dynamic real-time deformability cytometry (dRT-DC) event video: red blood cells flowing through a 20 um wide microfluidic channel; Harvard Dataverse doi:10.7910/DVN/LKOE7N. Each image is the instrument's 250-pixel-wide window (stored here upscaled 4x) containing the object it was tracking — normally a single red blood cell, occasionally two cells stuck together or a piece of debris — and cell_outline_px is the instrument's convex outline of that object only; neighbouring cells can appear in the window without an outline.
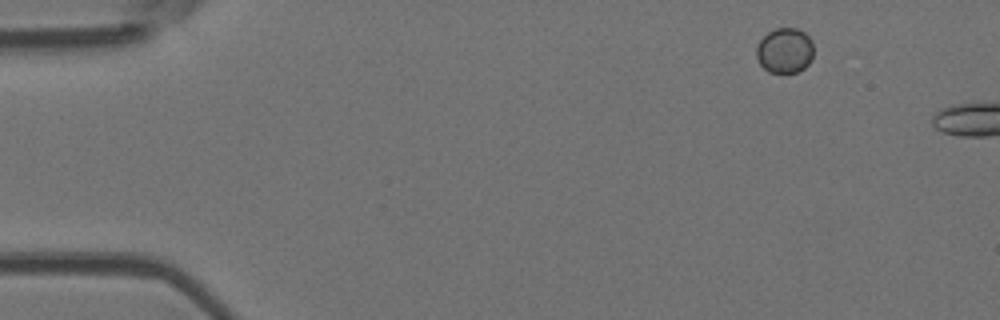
{"species": "Egyptian fruit bat (a non-hibernating species)", "species_latin": "Rousettus aegyptiacus", "temperature_condition": "room temperature", "stored_images_in_passage": 3, "camera_frame_rate_fps": 3000, "um_per_image_px": 0.085, "animal": {"sex": "female"}, "frame": {"image": 1, "passage_image": 1, "time_ms": 0.0, "image_size_px": [1000, 320], "cell_outline_px": [[812, 60], [804, 68], [796, 72], [768, 72], [760, 64], [756, 56], [756, 44], [768, 32], [776, 28], [796, 28], [804, 32], [812, 40]], "centroid_in_image_um": [66.69, 4.29], "position_along_channel_um": 18.3, "area_um2": 15.09}}